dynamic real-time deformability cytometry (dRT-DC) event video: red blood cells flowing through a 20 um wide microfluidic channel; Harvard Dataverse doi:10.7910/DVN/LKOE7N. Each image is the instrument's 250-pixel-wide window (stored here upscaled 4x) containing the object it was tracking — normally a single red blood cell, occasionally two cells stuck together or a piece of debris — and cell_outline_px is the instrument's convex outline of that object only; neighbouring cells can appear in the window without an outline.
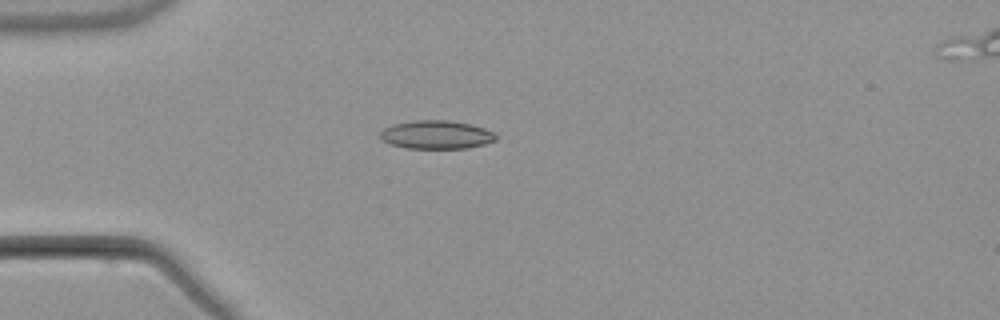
{"species": "common noctule bat (a hibernating species)", "species_latin": "Nyctalus noctula", "temperature_condition": "warm", "stored_images_in_passage": 4, "camera_frame_rate_fps": 3000, "um_per_image_px": 0.085, "animal": {"sex": "male", "body_mass_g": 21.5, "forearm_length_mm": 52.0}, "frame": {"image": 1, "passage_image": 4, "time_ms": 3.667, "image_size_px": [1000, 320], "cell_outline_px": [[496, 140], [484, 144], [468, 148], [404, 148], [380, 140], [380, 132], [384, 128], [392, 124], [416, 120], [448, 120], [468, 124], [484, 128], [492, 132], [496, 136]], "centroid_in_image_um": [37.05, 11.45], "position_along_channel_um": 48.0, "area_um2": 19.07}}